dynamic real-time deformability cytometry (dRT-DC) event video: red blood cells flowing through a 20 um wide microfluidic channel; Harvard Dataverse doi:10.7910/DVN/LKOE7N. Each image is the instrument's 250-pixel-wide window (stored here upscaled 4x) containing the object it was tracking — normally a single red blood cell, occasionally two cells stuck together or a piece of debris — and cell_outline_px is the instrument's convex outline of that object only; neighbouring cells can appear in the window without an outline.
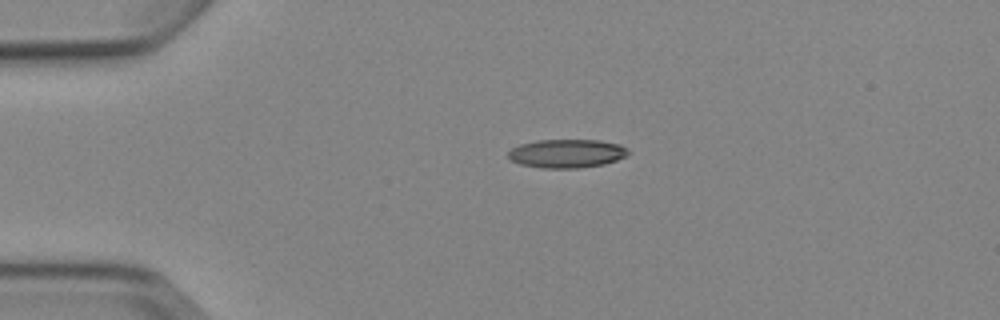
{"species": "Egyptian fruit bat (a non-hibernating species)", "species_latin": "Rousettus aegyptiacus", "temperature_condition": "cold", "stored_images_in_passage": 2, "camera_frame_rate_fps": 3000, "um_per_image_px": 0.085, "animal": {"sex": "female"}, "frame": {"image": 1, "passage_image": 1, "time_ms": 0.0, "image_size_px": [1000, 320], "cell_outline_px": [[628, 156], [604, 164], [580, 168], [540, 168], [520, 164], [508, 160], [508, 152], [512, 148], [520, 144], [536, 140], [600, 140], [620, 144], [628, 148]], "centroid_in_image_um": [48.17, 13.05], "position_along_channel_um": 36.8, "area_um2": 20.23}}